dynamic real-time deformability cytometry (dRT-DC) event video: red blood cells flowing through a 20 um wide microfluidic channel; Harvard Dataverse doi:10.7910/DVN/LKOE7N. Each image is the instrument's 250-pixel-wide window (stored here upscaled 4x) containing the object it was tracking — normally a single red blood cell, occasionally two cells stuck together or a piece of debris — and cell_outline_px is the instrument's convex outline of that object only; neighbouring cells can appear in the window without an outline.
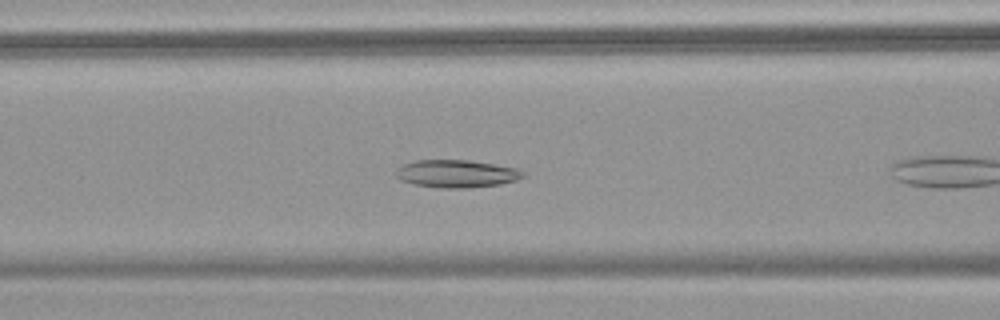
{"species": "common noctule bat (a hibernating species)", "species_latin": "Nyctalus noctula", "temperature_condition": "warm", "stored_images_in_passage": 9, "camera_frame_rate_fps": 3000, "um_per_image_px": 0.085, "animal": {"sex": "female", "body_mass_g": 18.4}, "frame": {"image": 1, "passage_image": 8, "time_ms": 2.333, "image_size_px": [1000, 320], "cell_outline_px": [[524, 176], [516, 180], [500, 184], [468, 188], [444, 188], [416, 184], [400, 180], [396, 176], [396, 168], [404, 164], [416, 160], [468, 160], [516, 168], [524, 172]], "centroid_in_image_um": [38.79, 14.76], "position_along_channel_um": 127.8, "area_um2": 20.29}}